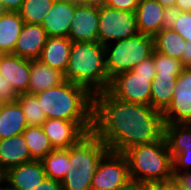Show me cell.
I'll return each mask as SVG.
<instances>
[{"label": "cell", "mask_w": 191, "mask_h": 190, "mask_svg": "<svg viewBox=\"0 0 191 190\" xmlns=\"http://www.w3.org/2000/svg\"><path fill=\"white\" fill-rule=\"evenodd\" d=\"M55 0H24L19 15L24 23L41 25Z\"/></svg>", "instance_id": "f1b7e54d"}, {"label": "cell", "mask_w": 191, "mask_h": 190, "mask_svg": "<svg viewBox=\"0 0 191 190\" xmlns=\"http://www.w3.org/2000/svg\"><path fill=\"white\" fill-rule=\"evenodd\" d=\"M139 33L135 11L99 6L98 41L102 45L120 41Z\"/></svg>", "instance_id": "8992f818"}, {"label": "cell", "mask_w": 191, "mask_h": 190, "mask_svg": "<svg viewBox=\"0 0 191 190\" xmlns=\"http://www.w3.org/2000/svg\"><path fill=\"white\" fill-rule=\"evenodd\" d=\"M97 168L70 169L62 183L63 190H91V183Z\"/></svg>", "instance_id": "f546056e"}, {"label": "cell", "mask_w": 191, "mask_h": 190, "mask_svg": "<svg viewBox=\"0 0 191 190\" xmlns=\"http://www.w3.org/2000/svg\"><path fill=\"white\" fill-rule=\"evenodd\" d=\"M119 190H139V184L131 182L129 185Z\"/></svg>", "instance_id": "f6af8a7d"}, {"label": "cell", "mask_w": 191, "mask_h": 190, "mask_svg": "<svg viewBox=\"0 0 191 190\" xmlns=\"http://www.w3.org/2000/svg\"><path fill=\"white\" fill-rule=\"evenodd\" d=\"M99 6L77 5L68 37L72 42L98 41Z\"/></svg>", "instance_id": "4fadbf2b"}, {"label": "cell", "mask_w": 191, "mask_h": 190, "mask_svg": "<svg viewBox=\"0 0 191 190\" xmlns=\"http://www.w3.org/2000/svg\"><path fill=\"white\" fill-rule=\"evenodd\" d=\"M78 5L100 6L104 3V0H75Z\"/></svg>", "instance_id": "b9f144b4"}, {"label": "cell", "mask_w": 191, "mask_h": 190, "mask_svg": "<svg viewBox=\"0 0 191 190\" xmlns=\"http://www.w3.org/2000/svg\"><path fill=\"white\" fill-rule=\"evenodd\" d=\"M36 96L46 119L93 122L94 95L84 86L65 81Z\"/></svg>", "instance_id": "7a4b0ae2"}, {"label": "cell", "mask_w": 191, "mask_h": 190, "mask_svg": "<svg viewBox=\"0 0 191 190\" xmlns=\"http://www.w3.org/2000/svg\"><path fill=\"white\" fill-rule=\"evenodd\" d=\"M175 11L191 12V0H176Z\"/></svg>", "instance_id": "60d3db41"}, {"label": "cell", "mask_w": 191, "mask_h": 190, "mask_svg": "<svg viewBox=\"0 0 191 190\" xmlns=\"http://www.w3.org/2000/svg\"><path fill=\"white\" fill-rule=\"evenodd\" d=\"M139 190H160L156 184H139Z\"/></svg>", "instance_id": "ee69618b"}, {"label": "cell", "mask_w": 191, "mask_h": 190, "mask_svg": "<svg viewBox=\"0 0 191 190\" xmlns=\"http://www.w3.org/2000/svg\"><path fill=\"white\" fill-rule=\"evenodd\" d=\"M47 39L41 25L24 23L13 54L30 60L39 59Z\"/></svg>", "instance_id": "ac0fdd59"}, {"label": "cell", "mask_w": 191, "mask_h": 190, "mask_svg": "<svg viewBox=\"0 0 191 190\" xmlns=\"http://www.w3.org/2000/svg\"><path fill=\"white\" fill-rule=\"evenodd\" d=\"M42 128L54 149H68L93 131V122L46 119Z\"/></svg>", "instance_id": "30bf717a"}, {"label": "cell", "mask_w": 191, "mask_h": 190, "mask_svg": "<svg viewBox=\"0 0 191 190\" xmlns=\"http://www.w3.org/2000/svg\"><path fill=\"white\" fill-rule=\"evenodd\" d=\"M68 151L72 169H81L97 168L101 158L109 149L93 132H89L69 147Z\"/></svg>", "instance_id": "7c38bea8"}, {"label": "cell", "mask_w": 191, "mask_h": 190, "mask_svg": "<svg viewBox=\"0 0 191 190\" xmlns=\"http://www.w3.org/2000/svg\"><path fill=\"white\" fill-rule=\"evenodd\" d=\"M64 73L39 59L30 60V80L27 93L38 94L65 82Z\"/></svg>", "instance_id": "ffe728a7"}, {"label": "cell", "mask_w": 191, "mask_h": 190, "mask_svg": "<svg viewBox=\"0 0 191 190\" xmlns=\"http://www.w3.org/2000/svg\"><path fill=\"white\" fill-rule=\"evenodd\" d=\"M71 45L72 41L69 37H48L39 60L64 73L68 65Z\"/></svg>", "instance_id": "44dd1931"}, {"label": "cell", "mask_w": 191, "mask_h": 190, "mask_svg": "<svg viewBox=\"0 0 191 190\" xmlns=\"http://www.w3.org/2000/svg\"><path fill=\"white\" fill-rule=\"evenodd\" d=\"M131 183L128 162L123 153L108 151L94 173L91 190H119Z\"/></svg>", "instance_id": "ba28073f"}, {"label": "cell", "mask_w": 191, "mask_h": 190, "mask_svg": "<svg viewBox=\"0 0 191 190\" xmlns=\"http://www.w3.org/2000/svg\"><path fill=\"white\" fill-rule=\"evenodd\" d=\"M174 177L180 183L183 190H191V170L176 173Z\"/></svg>", "instance_id": "74e56055"}, {"label": "cell", "mask_w": 191, "mask_h": 190, "mask_svg": "<svg viewBox=\"0 0 191 190\" xmlns=\"http://www.w3.org/2000/svg\"><path fill=\"white\" fill-rule=\"evenodd\" d=\"M41 161L46 177L55 181L62 182L68 170L72 169L68 149H54Z\"/></svg>", "instance_id": "4316f807"}, {"label": "cell", "mask_w": 191, "mask_h": 190, "mask_svg": "<svg viewBox=\"0 0 191 190\" xmlns=\"http://www.w3.org/2000/svg\"><path fill=\"white\" fill-rule=\"evenodd\" d=\"M33 190H63V188L61 182L46 177Z\"/></svg>", "instance_id": "d590c367"}, {"label": "cell", "mask_w": 191, "mask_h": 190, "mask_svg": "<svg viewBox=\"0 0 191 190\" xmlns=\"http://www.w3.org/2000/svg\"><path fill=\"white\" fill-rule=\"evenodd\" d=\"M16 101L22 108L28 126H42L46 120V116L44 111H42L36 94H18Z\"/></svg>", "instance_id": "83f0119b"}, {"label": "cell", "mask_w": 191, "mask_h": 190, "mask_svg": "<svg viewBox=\"0 0 191 190\" xmlns=\"http://www.w3.org/2000/svg\"><path fill=\"white\" fill-rule=\"evenodd\" d=\"M24 0H0L4 12H19Z\"/></svg>", "instance_id": "8d00e7d4"}, {"label": "cell", "mask_w": 191, "mask_h": 190, "mask_svg": "<svg viewBox=\"0 0 191 190\" xmlns=\"http://www.w3.org/2000/svg\"><path fill=\"white\" fill-rule=\"evenodd\" d=\"M33 161L22 134L0 140V171Z\"/></svg>", "instance_id": "d6986e66"}, {"label": "cell", "mask_w": 191, "mask_h": 190, "mask_svg": "<svg viewBox=\"0 0 191 190\" xmlns=\"http://www.w3.org/2000/svg\"><path fill=\"white\" fill-rule=\"evenodd\" d=\"M185 42L176 31L167 26L154 36V50L180 60Z\"/></svg>", "instance_id": "d4e9b609"}, {"label": "cell", "mask_w": 191, "mask_h": 190, "mask_svg": "<svg viewBox=\"0 0 191 190\" xmlns=\"http://www.w3.org/2000/svg\"><path fill=\"white\" fill-rule=\"evenodd\" d=\"M168 27L176 31L185 41H191V12H169Z\"/></svg>", "instance_id": "1f68e13d"}, {"label": "cell", "mask_w": 191, "mask_h": 190, "mask_svg": "<svg viewBox=\"0 0 191 190\" xmlns=\"http://www.w3.org/2000/svg\"><path fill=\"white\" fill-rule=\"evenodd\" d=\"M135 13L141 34L154 37L168 26L169 11L157 0H141Z\"/></svg>", "instance_id": "5bb4252c"}, {"label": "cell", "mask_w": 191, "mask_h": 190, "mask_svg": "<svg viewBox=\"0 0 191 190\" xmlns=\"http://www.w3.org/2000/svg\"><path fill=\"white\" fill-rule=\"evenodd\" d=\"M2 185L0 186V190H18L13 187H10L4 180L1 183ZM4 184V186H3ZM3 186V187H2Z\"/></svg>", "instance_id": "bcb514c9"}, {"label": "cell", "mask_w": 191, "mask_h": 190, "mask_svg": "<svg viewBox=\"0 0 191 190\" xmlns=\"http://www.w3.org/2000/svg\"><path fill=\"white\" fill-rule=\"evenodd\" d=\"M164 138L173 161V176L191 170V123L164 124Z\"/></svg>", "instance_id": "9c48e42d"}, {"label": "cell", "mask_w": 191, "mask_h": 190, "mask_svg": "<svg viewBox=\"0 0 191 190\" xmlns=\"http://www.w3.org/2000/svg\"><path fill=\"white\" fill-rule=\"evenodd\" d=\"M132 71L136 74L156 75V69L153 60V52L150 57L146 58L140 64L135 66L132 69Z\"/></svg>", "instance_id": "836d02e7"}, {"label": "cell", "mask_w": 191, "mask_h": 190, "mask_svg": "<svg viewBox=\"0 0 191 190\" xmlns=\"http://www.w3.org/2000/svg\"><path fill=\"white\" fill-rule=\"evenodd\" d=\"M22 136L26 141L30 156L33 160H42L54 150L49 138L45 135L42 126H27Z\"/></svg>", "instance_id": "484cf974"}, {"label": "cell", "mask_w": 191, "mask_h": 190, "mask_svg": "<svg viewBox=\"0 0 191 190\" xmlns=\"http://www.w3.org/2000/svg\"><path fill=\"white\" fill-rule=\"evenodd\" d=\"M106 72L110 80L123 72L131 71L154 50V37L138 33L132 37L104 46Z\"/></svg>", "instance_id": "5b68a950"}, {"label": "cell", "mask_w": 191, "mask_h": 190, "mask_svg": "<svg viewBox=\"0 0 191 190\" xmlns=\"http://www.w3.org/2000/svg\"><path fill=\"white\" fill-rule=\"evenodd\" d=\"M153 60L156 69V76L178 77L184 66L177 58L153 50Z\"/></svg>", "instance_id": "4dcf8cb0"}, {"label": "cell", "mask_w": 191, "mask_h": 190, "mask_svg": "<svg viewBox=\"0 0 191 190\" xmlns=\"http://www.w3.org/2000/svg\"><path fill=\"white\" fill-rule=\"evenodd\" d=\"M124 155L133 183L156 184L173 177V161L164 136L150 144L132 147Z\"/></svg>", "instance_id": "277c9868"}, {"label": "cell", "mask_w": 191, "mask_h": 190, "mask_svg": "<svg viewBox=\"0 0 191 190\" xmlns=\"http://www.w3.org/2000/svg\"><path fill=\"white\" fill-rule=\"evenodd\" d=\"M3 12V9H2V7H1V5H0V14Z\"/></svg>", "instance_id": "c3c4849f"}, {"label": "cell", "mask_w": 191, "mask_h": 190, "mask_svg": "<svg viewBox=\"0 0 191 190\" xmlns=\"http://www.w3.org/2000/svg\"><path fill=\"white\" fill-rule=\"evenodd\" d=\"M27 126L22 108L16 100L0 103V140L22 134Z\"/></svg>", "instance_id": "7402d4cb"}, {"label": "cell", "mask_w": 191, "mask_h": 190, "mask_svg": "<svg viewBox=\"0 0 191 190\" xmlns=\"http://www.w3.org/2000/svg\"><path fill=\"white\" fill-rule=\"evenodd\" d=\"M17 94L12 90L11 84L0 73V103L3 101H15Z\"/></svg>", "instance_id": "e575fe53"}, {"label": "cell", "mask_w": 191, "mask_h": 190, "mask_svg": "<svg viewBox=\"0 0 191 190\" xmlns=\"http://www.w3.org/2000/svg\"><path fill=\"white\" fill-rule=\"evenodd\" d=\"M155 76L136 74L132 70L123 72L110 80L107 91L119 100L151 106V86Z\"/></svg>", "instance_id": "52a82bcc"}, {"label": "cell", "mask_w": 191, "mask_h": 190, "mask_svg": "<svg viewBox=\"0 0 191 190\" xmlns=\"http://www.w3.org/2000/svg\"><path fill=\"white\" fill-rule=\"evenodd\" d=\"M169 12L175 11L176 0H157Z\"/></svg>", "instance_id": "7bdbcfd3"}, {"label": "cell", "mask_w": 191, "mask_h": 190, "mask_svg": "<svg viewBox=\"0 0 191 190\" xmlns=\"http://www.w3.org/2000/svg\"><path fill=\"white\" fill-rule=\"evenodd\" d=\"M23 25L18 12L3 11L0 14V54H13Z\"/></svg>", "instance_id": "603a6c76"}, {"label": "cell", "mask_w": 191, "mask_h": 190, "mask_svg": "<svg viewBox=\"0 0 191 190\" xmlns=\"http://www.w3.org/2000/svg\"><path fill=\"white\" fill-rule=\"evenodd\" d=\"M109 149L125 153L164 136L160 111L149 105L119 100L107 90L94 94L93 131Z\"/></svg>", "instance_id": "6da1fadb"}, {"label": "cell", "mask_w": 191, "mask_h": 190, "mask_svg": "<svg viewBox=\"0 0 191 190\" xmlns=\"http://www.w3.org/2000/svg\"><path fill=\"white\" fill-rule=\"evenodd\" d=\"M0 73L18 95L27 93L30 80V59L14 54H0Z\"/></svg>", "instance_id": "2e32d148"}, {"label": "cell", "mask_w": 191, "mask_h": 190, "mask_svg": "<svg viewBox=\"0 0 191 190\" xmlns=\"http://www.w3.org/2000/svg\"><path fill=\"white\" fill-rule=\"evenodd\" d=\"M2 181H3V173L0 171V186H1Z\"/></svg>", "instance_id": "7dc6e473"}, {"label": "cell", "mask_w": 191, "mask_h": 190, "mask_svg": "<svg viewBox=\"0 0 191 190\" xmlns=\"http://www.w3.org/2000/svg\"><path fill=\"white\" fill-rule=\"evenodd\" d=\"M46 178L41 160H33L9 168L3 173V180L18 190H33Z\"/></svg>", "instance_id": "e0dca14e"}, {"label": "cell", "mask_w": 191, "mask_h": 190, "mask_svg": "<svg viewBox=\"0 0 191 190\" xmlns=\"http://www.w3.org/2000/svg\"><path fill=\"white\" fill-rule=\"evenodd\" d=\"M141 0H104V5L124 11H136Z\"/></svg>", "instance_id": "d6a6232c"}, {"label": "cell", "mask_w": 191, "mask_h": 190, "mask_svg": "<svg viewBox=\"0 0 191 190\" xmlns=\"http://www.w3.org/2000/svg\"><path fill=\"white\" fill-rule=\"evenodd\" d=\"M66 81L84 86L93 95L108 89L105 48L100 42H72L64 72Z\"/></svg>", "instance_id": "3957f363"}, {"label": "cell", "mask_w": 191, "mask_h": 190, "mask_svg": "<svg viewBox=\"0 0 191 190\" xmlns=\"http://www.w3.org/2000/svg\"><path fill=\"white\" fill-rule=\"evenodd\" d=\"M180 61L184 67H191V41H186Z\"/></svg>", "instance_id": "ab89813d"}, {"label": "cell", "mask_w": 191, "mask_h": 190, "mask_svg": "<svg viewBox=\"0 0 191 190\" xmlns=\"http://www.w3.org/2000/svg\"><path fill=\"white\" fill-rule=\"evenodd\" d=\"M178 77L155 76L151 88V107L163 113L170 105Z\"/></svg>", "instance_id": "cb8c5ba5"}, {"label": "cell", "mask_w": 191, "mask_h": 190, "mask_svg": "<svg viewBox=\"0 0 191 190\" xmlns=\"http://www.w3.org/2000/svg\"><path fill=\"white\" fill-rule=\"evenodd\" d=\"M77 5L78 3L73 0L54 1L41 23L48 37H68Z\"/></svg>", "instance_id": "9a60e30c"}, {"label": "cell", "mask_w": 191, "mask_h": 190, "mask_svg": "<svg viewBox=\"0 0 191 190\" xmlns=\"http://www.w3.org/2000/svg\"><path fill=\"white\" fill-rule=\"evenodd\" d=\"M156 185L160 188V190H183L180 183L174 176L170 179L156 183Z\"/></svg>", "instance_id": "f35d334b"}, {"label": "cell", "mask_w": 191, "mask_h": 190, "mask_svg": "<svg viewBox=\"0 0 191 190\" xmlns=\"http://www.w3.org/2000/svg\"><path fill=\"white\" fill-rule=\"evenodd\" d=\"M162 115L164 124L191 123V67L178 76L173 99Z\"/></svg>", "instance_id": "8fae6325"}]
</instances>
